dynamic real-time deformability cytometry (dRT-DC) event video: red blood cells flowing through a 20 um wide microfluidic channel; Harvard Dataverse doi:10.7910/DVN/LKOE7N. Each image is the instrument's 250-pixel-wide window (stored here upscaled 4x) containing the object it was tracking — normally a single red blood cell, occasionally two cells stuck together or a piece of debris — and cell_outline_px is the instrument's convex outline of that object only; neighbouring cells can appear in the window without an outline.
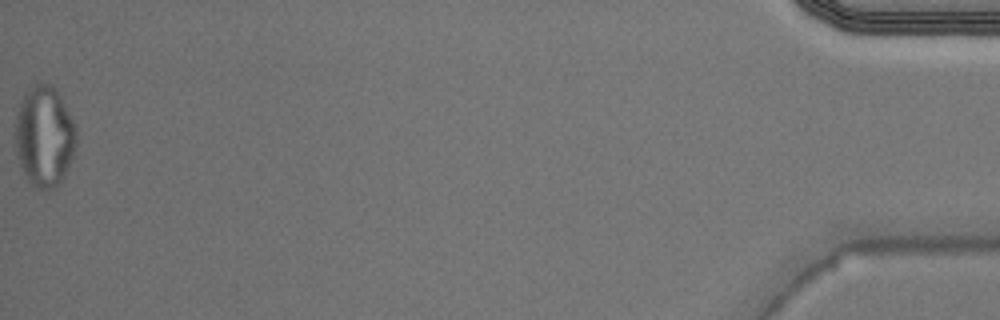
{"species": "Egyptian fruit bat (a non-hibernating species)", "species_latin": "Rousettus aegyptiacus", "temperature_condition": "warm", "stored_images_in_passage": 39, "camera_frame_rate_fps": 3000, "um_per_image_px": 0.085, "animal": {"sex": "male"}, "frame": {"image": 1, "passage_image": 39, "time_ms": 12.667, "image_size_px": [1000, 320], "cell_outline_px": [[76, 144], [72, 156], [64, 176], [56, 188], [48, 192], [44, 192], [36, 188], [28, 180], [20, 164], [16, 152], [16, 116], [20, 104], [28, 88], [36, 84], [52, 84], [56, 88], [76, 124]], "centroid_in_image_um": [3.79, 11.61], "position_along_channel_um": 431.4, "area_um2": 35.89}}